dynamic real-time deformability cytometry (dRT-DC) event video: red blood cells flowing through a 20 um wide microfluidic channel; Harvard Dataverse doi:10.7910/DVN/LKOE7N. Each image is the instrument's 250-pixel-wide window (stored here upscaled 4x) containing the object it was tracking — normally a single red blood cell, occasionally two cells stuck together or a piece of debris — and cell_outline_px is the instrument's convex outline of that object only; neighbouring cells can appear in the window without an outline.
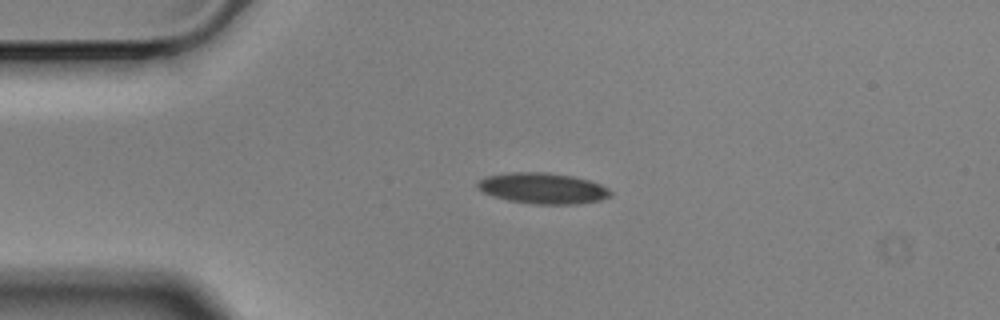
{"species": "Egyptian fruit bat (a non-hibernating species)", "species_latin": "Rousettus aegyptiacus", "temperature_condition": "cold", "stored_images_in_passage": 45, "camera_frame_rate_fps": 3000, "um_per_image_px": 0.085, "animal": {"sex": "male"}, "frame": {"image": 1, "passage_image": 1, "time_ms": 0.0, "image_size_px": [1000, 320], "cell_outline_px": [[612, 196], [600, 200], [576, 204], [536, 204], [508, 200], [492, 196], [476, 188], [476, 184], [480, 180], [488, 176], [512, 172], [544, 172], [572, 176], [588, 180], [600, 184], [608, 188], [612, 192]], "centroid_in_image_um": [46.15, 16.01], "position_along_channel_um": 38.9, "area_um2": 23.81}}
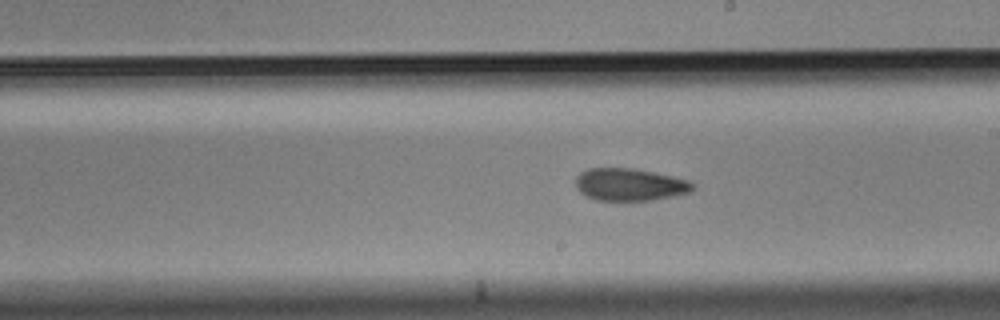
{"frame": {"image": 2, "passage_image": 20, "time_ms": 6.333, "image_size_px": [1000, 320], "cell_outline_px": [[696, 188], [688, 192], [672, 196], [652, 200], [596, 200], [580, 192], [576, 188], [576, 176], [580, 172], [588, 168], [632, 168], [692, 180], [696, 184]], "centroid_in_image_um": [53.55, 15.68], "position_along_channel_um": 235.4, "area_um2": 22.14}}
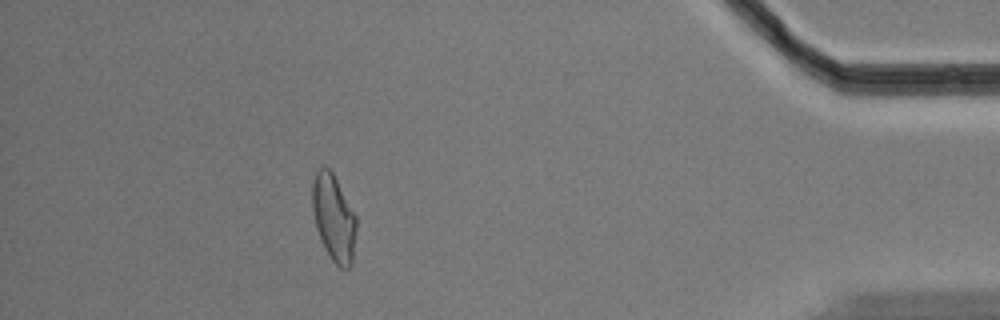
{"frame": {"image": 3, "passage_image": 39, "time_ms": 12.667, "image_size_px": [1000, 320], "cell_outline_px": [[356, 232], [352, 264], [348, 268], [340, 268], [332, 260], [320, 240], [316, 228], [312, 212], [312, 184], [316, 172], [320, 168], [328, 168], [332, 172], [356, 216]], "centroid_in_image_um": [28.36, 18.55], "position_along_channel_um": 406.8, "area_um2": 22.08}, "authors_computed_cell_mechanics": {"area_um2": 22.7154, "velocity_mm_per_s": 3.5193, "shape_relaxation_time_tau1_ms": null, "shape_relaxation_time_tau2_ms": 4.7636, "deformation_change_tau1": null, "deformation_change_tau2": 0.112}}